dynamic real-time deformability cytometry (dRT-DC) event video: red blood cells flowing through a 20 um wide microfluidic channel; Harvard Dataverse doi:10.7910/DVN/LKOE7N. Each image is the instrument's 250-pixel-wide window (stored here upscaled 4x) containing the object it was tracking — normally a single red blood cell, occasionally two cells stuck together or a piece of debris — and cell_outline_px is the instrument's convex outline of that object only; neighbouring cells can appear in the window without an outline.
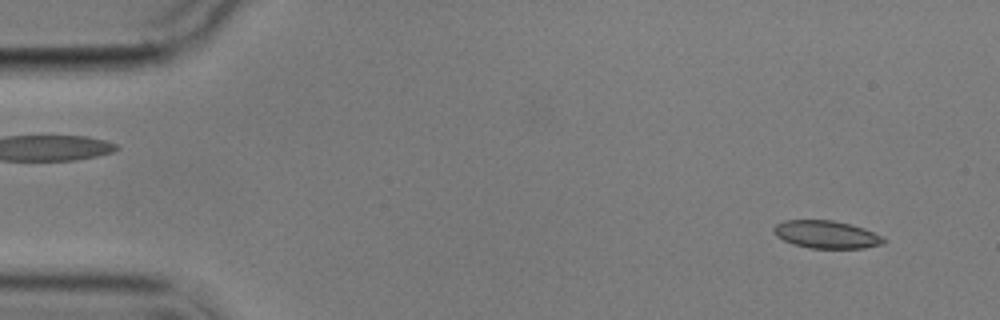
{"species": "common noctule bat (a hibernating species)", "species_latin": "Nyctalus noctula", "temperature_condition": "cold", "stored_images_in_passage": 4, "camera_frame_rate_fps": 3000, "um_per_image_px": 0.085, "animal": {"sex": "male", "body_mass_g": 17.9}, "frame": {"image": 1, "passage_image": 1, "time_ms": 0.0, "image_size_px": [1000, 320], "cell_outline_px": [[888, 240], [884, 244], [864, 248], [808, 248], [792, 244], [776, 236], [772, 228], [776, 224], [784, 220], [832, 220], [852, 224], [864, 228], [884, 236]], "centroid_in_image_um": [70.28, 19.93], "position_along_channel_um": 14.7, "area_um2": 18.03}}